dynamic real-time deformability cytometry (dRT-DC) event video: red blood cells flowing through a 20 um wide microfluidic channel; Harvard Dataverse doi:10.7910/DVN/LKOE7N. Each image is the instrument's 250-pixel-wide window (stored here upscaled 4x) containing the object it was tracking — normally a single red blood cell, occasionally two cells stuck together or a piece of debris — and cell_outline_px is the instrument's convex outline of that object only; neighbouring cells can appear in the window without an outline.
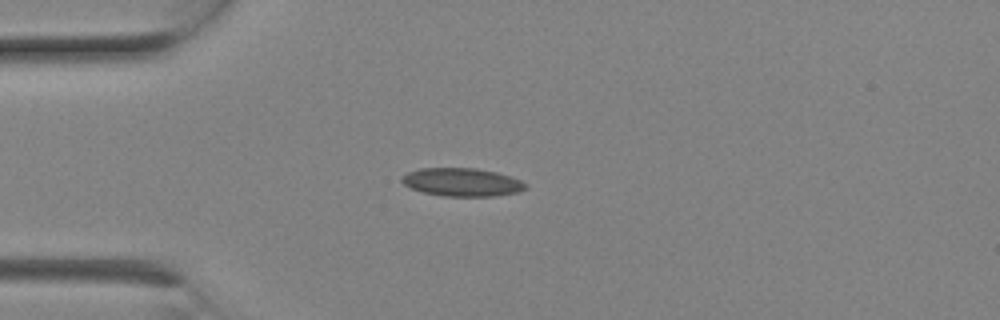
{"species": "Egyptian fruit bat (a non-hibernating species)", "species_latin": "Rousettus aegyptiacus", "temperature_condition": "room temperature", "stored_images_in_passage": 3, "camera_frame_rate_fps": 3000, "um_per_image_px": 0.085, "animal": {"sex": "female"}, "frame": {"image": 1, "passage_image": 1, "time_ms": 0.0, "image_size_px": [1000, 320], "cell_outline_px": [[528, 184], [520, 192], [496, 196], [444, 196], [424, 192], [412, 188], [404, 184], [400, 180], [408, 172], [420, 168], [476, 168], [496, 172], [520, 180]], "centroid_in_image_um": [39.29, 15.48], "position_along_channel_um": 45.7, "area_um2": 20.17}}
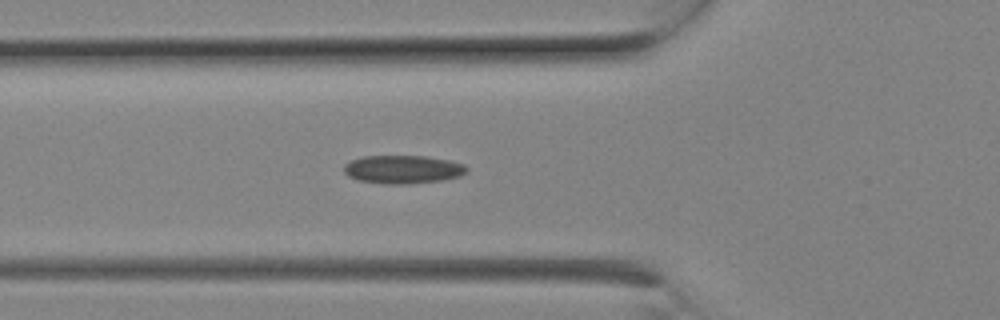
{"frame": {"image": 2, "passage_image": 3, "time_ms": 0.667, "image_size_px": [1000, 320], "cell_outline_px": [[468, 172], [460, 176], [440, 180], [408, 184], [384, 184], [360, 180], [348, 176], [344, 172], [344, 164], [352, 160], [364, 156], [424, 156], [448, 160], [464, 164], [468, 168]], "centroid_in_image_um": [34.25, 14.4], "position_along_channel_um": 91.5, "area_um2": 20.17}}